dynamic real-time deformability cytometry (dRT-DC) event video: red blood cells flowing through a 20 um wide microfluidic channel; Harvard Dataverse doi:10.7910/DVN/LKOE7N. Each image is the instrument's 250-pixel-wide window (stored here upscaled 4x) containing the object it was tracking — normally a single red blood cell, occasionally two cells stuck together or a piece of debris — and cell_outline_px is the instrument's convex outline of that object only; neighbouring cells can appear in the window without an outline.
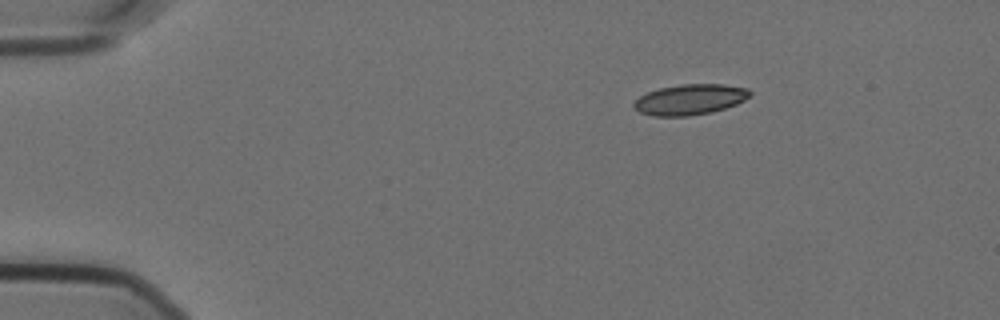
{"species": "Egyptian fruit bat (a non-hibernating species)", "species_latin": "Rousettus aegyptiacus", "temperature_condition": "cold", "stored_images_in_passage": 49, "camera_frame_rate_fps": 3000, "um_per_image_px": 0.085, "animal": {"sex": "female"}, "frame": {"image": 1, "passage_image": 1, "time_ms": 0.0, "image_size_px": [1000, 320], "cell_outline_px": [[752, 92], [744, 100], [736, 104], [712, 112], [688, 116], [652, 116], [640, 112], [632, 108], [632, 104], [640, 96], [648, 92], [660, 88], [680, 84], [724, 84], [748, 88]], "centroid_in_image_um": [58.63, 8.46], "position_along_channel_um": 26.4, "area_um2": 20.69}}
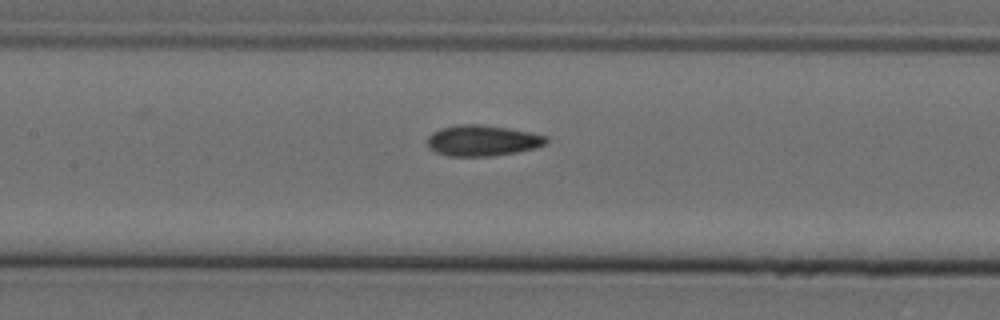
{"frame": {"image": 2, "passage_image": 19, "time_ms": 6.0, "image_size_px": [1000, 320], "cell_outline_px": [[548, 140], [544, 144], [536, 148], [516, 152], [492, 156], [448, 156], [436, 152], [428, 148], [428, 136], [432, 132], [440, 128], [460, 124], [480, 124], [508, 128], [548, 136]], "centroid_in_image_um": [40.99, 11.95], "position_along_channel_um": 166.4, "area_um2": 21.39}}
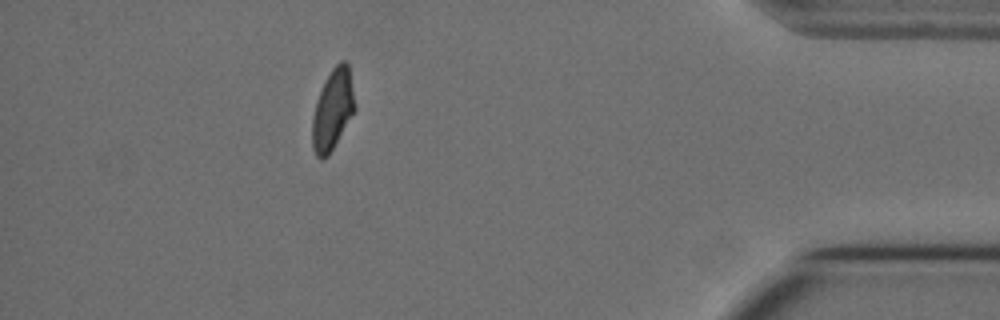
{"frame": {"image": 3, "passage_image": 43, "time_ms": 14.0, "image_size_px": [1000, 320], "cell_outline_px": [[356, 108], [328, 156], [320, 160], [316, 156], [312, 148], [312, 116], [316, 100], [332, 68], [340, 60], [344, 60], [348, 64], [356, 104]], "centroid_in_image_um": [28.27, 9.33], "position_along_channel_um": 406.9, "area_um2": 19.88}, "authors_computed_cell_mechanics": {"area_um2": 20.808, "velocity_mm_per_s": 3.56, "shape_relaxation_time_tau1_ms": null, "shape_relaxation_time_tau2_ms": 2.5144, "deformation_change_tau1": null, "deformation_change_tau2": 0.069}}